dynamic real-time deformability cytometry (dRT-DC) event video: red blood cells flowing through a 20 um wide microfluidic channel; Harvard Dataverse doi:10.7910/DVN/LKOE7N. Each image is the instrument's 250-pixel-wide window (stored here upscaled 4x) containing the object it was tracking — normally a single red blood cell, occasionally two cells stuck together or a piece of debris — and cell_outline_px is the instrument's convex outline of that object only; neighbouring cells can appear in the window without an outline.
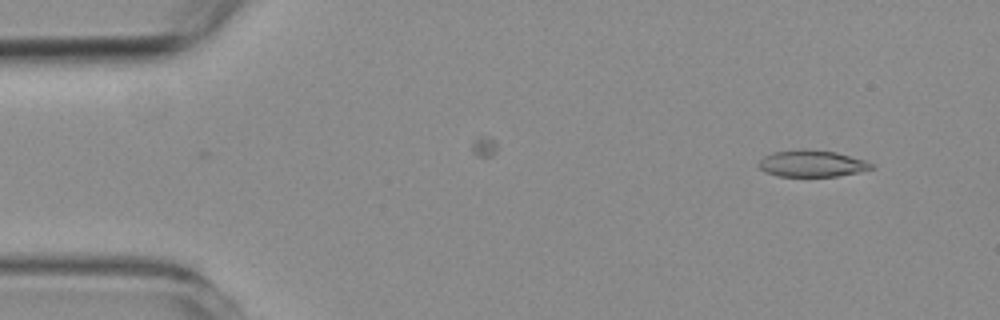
{"species": "common noctule bat (a hibernating species)", "species_latin": "Nyctalus noctula", "temperature_condition": "room temperature", "stored_images_in_passage": 50, "camera_frame_rate_fps": 3000, "um_per_image_px": 0.085, "animal": {"sex": "female", "body_mass_g": 19.3, "forearm_length_mm": 54.1}, "frame": {"image": 1, "passage_image": 5, "time_ms": 1.333, "image_size_px": [1000, 320], "cell_outline_px": [[876, 168], [836, 176], [780, 176], [764, 172], [756, 164], [764, 156], [772, 152], [804, 148], [836, 152], [864, 160], [876, 164]], "centroid_in_image_um": [69.0, 13.89], "position_along_channel_um": 16.0, "area_um2": 17.63}}
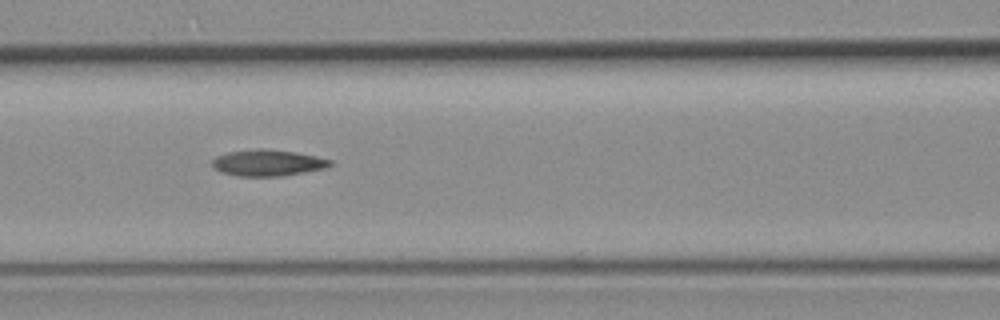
{"frame": {"image": 2, "passage_image": 24, "time_ms": 7.667, "image_size_px": [1000, 320], "cell_outline_px": [[332, 164], [324, 168], [284, 176], [236, 176], [220, 172], [212, 164], [212, 160], [216, 156], [228, 152], [256, 148], [264, 148], [296, 152], [316, 156], [332, 160]], "centroid_in_image_um": [22.74, 13.83], "position_along_channel_um": 143.9, "area_um2": 18.15}}
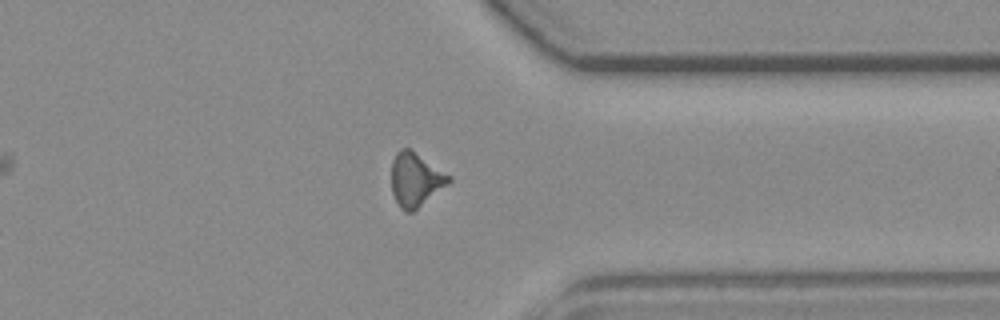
{"frame": {"image": 3, "passage_image": 44, "time_ms": 14.333, "image_size_px": [1000, 320], "cell_outline_px": [[452, 180], [448, 184], [412, 212], [404, 212], [400, 208], [392, 192], [392, 160], [396, 152], [400, 148], [408, 148], [452, 176]], "centroid_in_image_um": [35.32, 15.26], "position_along_channel_um": 376.1, "area_um2": 17.74}, "authors_computed_cell_mechanics": {"area_um2": 17.8602, "velocity_mm_per_s": 3.5859, "shape_relaxation_time_tau1_ms": null, "shape_relaxation_time_tau2_ms": 6.6072, "deformation_change_tau1": null, "deformation_change_tau2": 0.167}}